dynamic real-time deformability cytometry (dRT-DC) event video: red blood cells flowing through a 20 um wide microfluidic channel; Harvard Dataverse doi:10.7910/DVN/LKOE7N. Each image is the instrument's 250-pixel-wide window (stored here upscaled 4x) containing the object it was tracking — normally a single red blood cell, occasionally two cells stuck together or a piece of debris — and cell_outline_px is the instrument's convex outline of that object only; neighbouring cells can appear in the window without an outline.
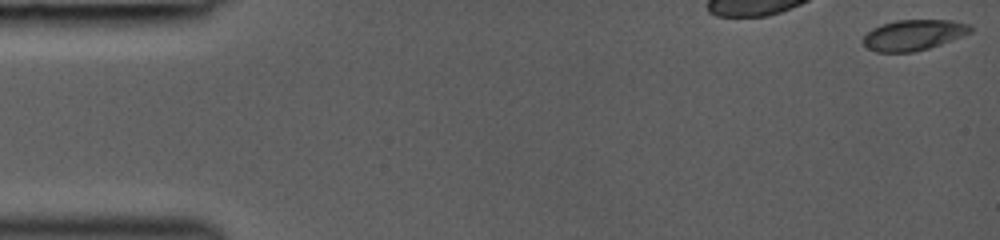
{"species": "common noctule bat (a hibernating species)", "species_latin": "Nyctalus noctula", "temperature_condition": "room temperature", "stored_images_in_passage": 20, "camera_frame_rate_fps": 3000, "um_per_image_px": 0.085, "animal": {"sex": "female", "body_mass_g": 19.0, "forearm_length_mm": 53.3}, "frame": {"image": 1, "passage_image": 1, "time_ms": 0.0, "image_size_px": [1000, 240], "cell_outline_px": [[972, 32], [940, 44], [928, 48], [912, 52], [876, 52], [868, 48], [864, 44], [864, 36], [872, 28], [880, 24], [896, 20], [952, 20], [972, 24]], "centroid_in_image_um": [77.67, 2.96], "position_along_channel_um": 7.3, "area_um2": 19.13}}